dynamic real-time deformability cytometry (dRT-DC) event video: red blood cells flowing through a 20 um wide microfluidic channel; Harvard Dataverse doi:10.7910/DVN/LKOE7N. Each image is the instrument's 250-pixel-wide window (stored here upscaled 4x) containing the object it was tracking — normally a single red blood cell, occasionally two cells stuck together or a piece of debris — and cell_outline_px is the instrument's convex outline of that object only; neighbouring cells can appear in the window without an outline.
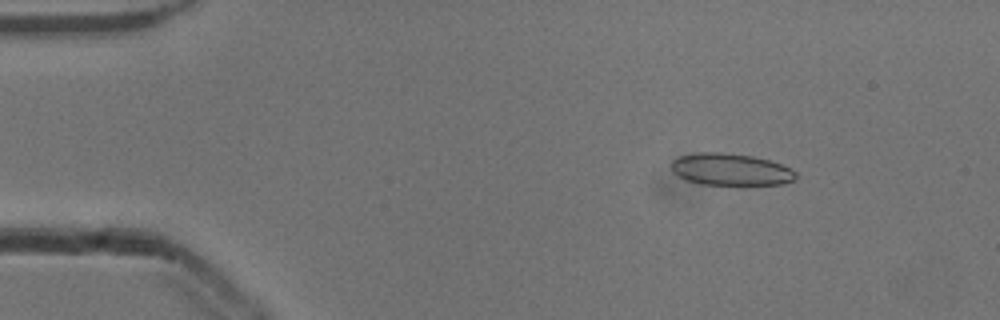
{"species": "common noctule bat (a hibernating species)", "species_latin": "Nyctalus noctula", "temperature_condition": "cold", "stored_images_in_passage": 49, "camera_frame_rate_fps": 3000, "um_per_image_px": 0.085, "animal": {"sex": "male", "body_mass_g": 13.3}, "frame": {"image": 1, "passage_image": 4, "time_ms": 1.0, "image_size_px": [1000, 320], "cell_outline_px": [[796, 180], [784, 184], [744, 188], [740, 188], [700, 184], [676, 176], [672, 172], [672, 160], [680, 156], [696, 152], [720, 152], [752, 156], [768, 160], [792, 168], [796, 172]], "centroid_in_image_um": [62.15, 14.47], "position_along_channel_um": 22.8, "area_um2": 24.45}}
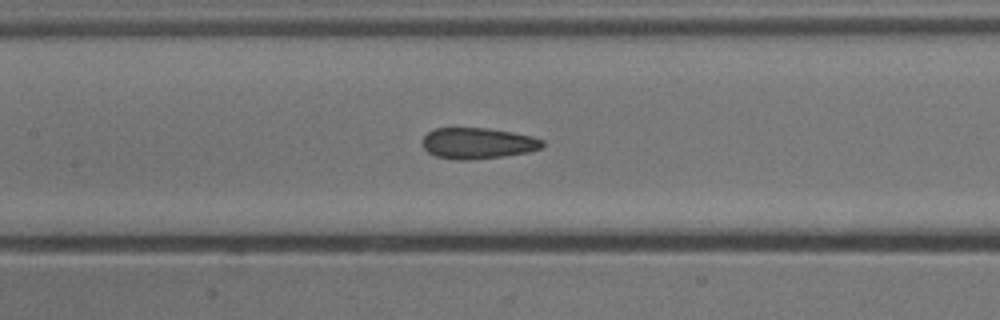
{"frame": {"image": 2, "passage_image": 21, "time_ms": 6.667, "image_size_px": [1000, 320], "cell_outline_px": [[544, 148], [528, 152], [504, 156], [468, 160], [456, 160], [436, 156], [428, 152], [424, 148], [424, 136], [432, 128], [488, 128], [512, 132], [532, 136], [544, 140]], "centroid_in_image_um": [40.64, 12.17], "position_along_channel_um": 166.8, "area_um2": 21.79}}
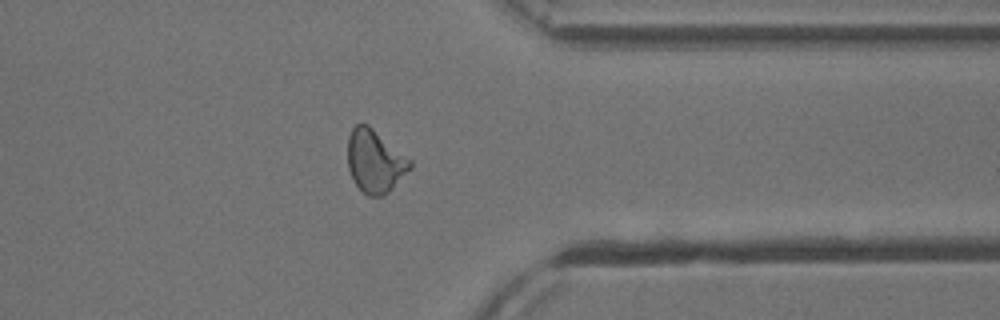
{"frame": {"image": 3, "passage_image": 38, "time_ms": 12.333, "image_size_px": [1000, 320], "cell_outline_px": [[412, 168], [388, 192], [380, 196], [368, 196], [352, 180], [348, 168], [348, 136], [352, 128], [356, 124], [368, 124], [412, 160]], "centroid_in_image_um": [31.87, 13.69], "position_along_channel_um": 379.5, "area_um2": 22.83}, "authors_computed_cell_mechanics": {"area_um2": 22.4264, "velocity_mm_per_s": 3.9089, "shape_relaxation_time_tau1_ms": 8.6143, "shape_relaxation_time_tau2_ms": 2.608, "deformation_change_tau1": 0.1795, "deformation_change_tau2": 0.0947}}